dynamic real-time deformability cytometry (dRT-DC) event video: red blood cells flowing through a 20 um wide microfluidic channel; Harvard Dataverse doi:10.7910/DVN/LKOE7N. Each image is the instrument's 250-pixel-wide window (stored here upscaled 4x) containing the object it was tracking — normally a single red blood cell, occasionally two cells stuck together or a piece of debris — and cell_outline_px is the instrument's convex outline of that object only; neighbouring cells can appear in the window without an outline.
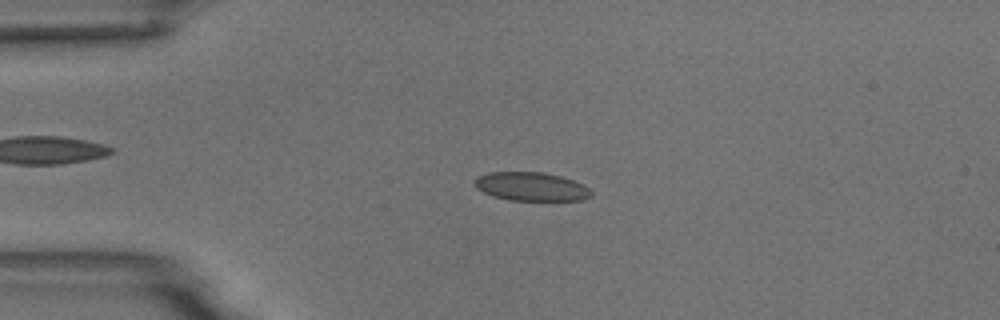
{"species": "common noctule bat (a hibernating species)", "species_latin": "Nyctalus noctula", "temperature_condition": "room temperature", "stored_images_in_passage": 4, "camera_frame_rate_fps": 3000, "um_per_image_px": 0.085, "animal": {"sex": "male", "body_mass_g": 18.8}, "frame": {"image": 1, "passage_image": 3, "time_ms": 3.333, "image_size_px": [1000, 320], "cell_outline_px": [[592, 196], [584, 200], [512, 200], [492, 196], [476, 188], [476, 180], [480, 176], [488, 172], [540, 172], [560, 176], [584, 184], [592, 192]], "centroid_in_image_um": [45.19, 15.86], "position_along_channel_um": 39.8, "area_um2": 19.25}}